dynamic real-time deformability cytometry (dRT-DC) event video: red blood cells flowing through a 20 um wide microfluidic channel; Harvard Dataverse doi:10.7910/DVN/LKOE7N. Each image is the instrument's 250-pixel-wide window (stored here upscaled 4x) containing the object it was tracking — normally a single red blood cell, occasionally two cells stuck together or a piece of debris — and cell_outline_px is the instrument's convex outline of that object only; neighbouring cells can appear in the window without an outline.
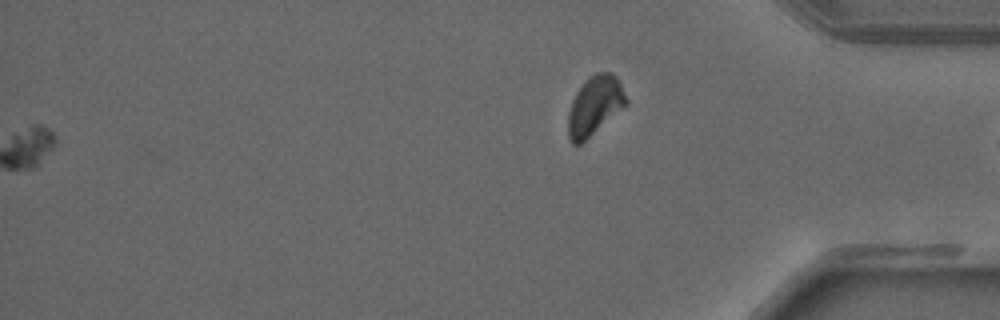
{"species": "common noctule bat (a hibernating species)", "species_latin": "Nyctalus noctula", "temperature_condition": "warm", "stored_images_in_passage": 30, "segment_of_instrument_passage": [2, 2], "camera_frame_rate_fps": 3000, "um_per_image_px": 0.085, "animal": {"sex": "male", "forearm_length_mm": 52.5}, "frame": {"image": 1, "passage_image": 30, "time_ms": 9.667, "image_size_px": [1000, 320], "cell_outline_px": [[628, 104], [580, 144], [572, 144], [568, 136], [568, 112], [572, 100], [576, 92], [584, 80], [588, 76], [596, 72], [608, 72], [616, 76], [628, 100]], "centroid_in_image_um": [50.54, 8.96], "position_along_channel_um": 384.7, "area_um2": 19.88}}